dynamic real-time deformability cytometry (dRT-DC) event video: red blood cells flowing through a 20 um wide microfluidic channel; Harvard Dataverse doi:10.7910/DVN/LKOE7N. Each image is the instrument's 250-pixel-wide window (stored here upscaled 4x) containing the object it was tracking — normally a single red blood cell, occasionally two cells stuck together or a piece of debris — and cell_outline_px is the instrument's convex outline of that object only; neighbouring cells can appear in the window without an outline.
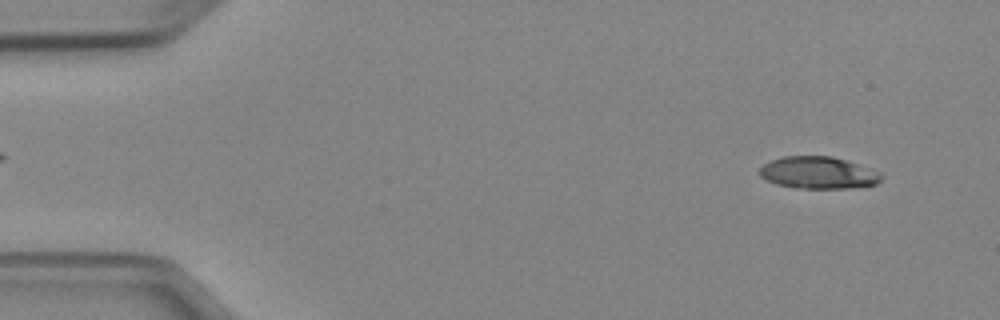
{"species": "Egyptian fruit bat (a non-hibernating species)", "species_latin": "Rousettus aegyptiacus", "temperature_condition": "cold", "stored_images_in_passage": 50, "camera_frame_rate_fps": 3000, "um_per_image_px": 0.085, "animal": {"sex": "female"}, "frame": {"image": 1, "passage_image": 3, "time_ms": 0.667, "image_size_px": [1000, 320], "cell_outline_px": [[884, 176], [876, 184], [848, 188], [792, 188], [776, 184], [760, 176], [760, 168], [764, 164], [772, 160], [784, 156], [832, 156], [880, 172]], "centroid_in_image_um": [69.54, 14.69], "position_along_channel_um": 15.5, "area_um2": 22.54}}
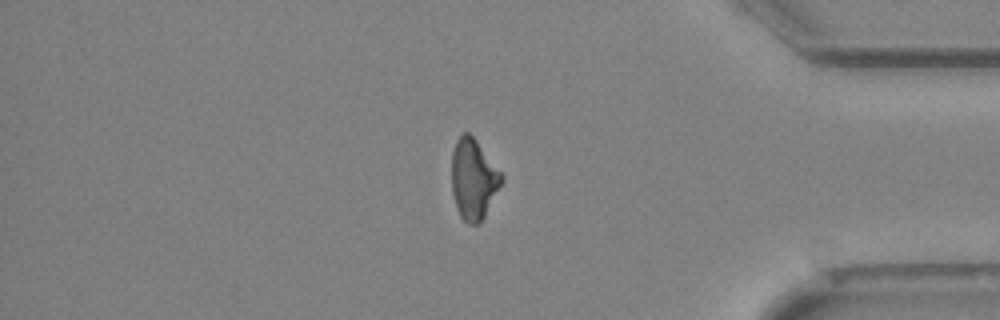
{"frame": {"image": 2, "passage_image": 42, "time_ms": 13.667, "image_size_px": [1000, 320], "cell_outline_px": [[504, 180], [480, 224], [468, 224], [460, 216], [456, 208], [452, 192], [452, 152], [456, 140], [464, 132], [468, 132], [476, 140], [504, 176]], "centroid_in_image_um": [40.24, 15.25], "position_along_channel_um": 395.0, "area_um2": 23.35}}
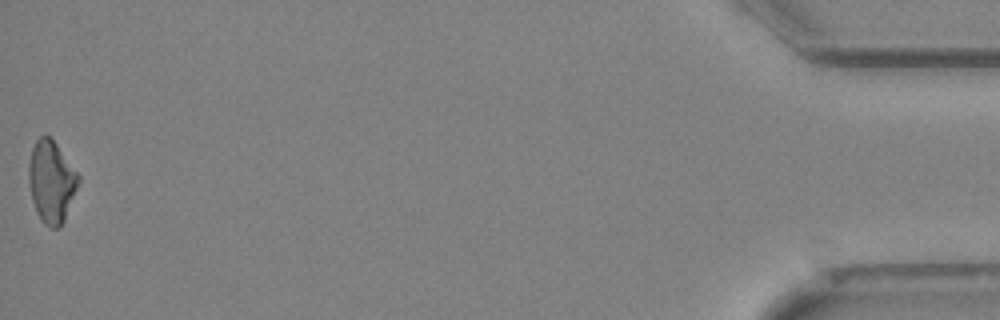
{"frame": {"image": 3, "passage_image": 50, "time_ms": 16.333, "image_size_px": [1000, 320], "cell_outline_px": [[80, 180], [64, 220], [60, 228], [52, 228], [44, 224], [40, 220], [36, 212], [32, 200], [28, 180], [28, 164], [32, 148], [36, 140], [40, 136], [48, 136], [56, 144], [80, 176]], "centroid_in_image_um": [4.35, 15.46], "position_along_channel_um": 430.9, "area_um2": 23.58}, "authors_computed_cell_mechanics": {"area_um2": 23.6402, "velocity_mm_per_s": 3.9495, "shape_relaxation_time_tau1_ms": 4.9378, "shape_relaxation_time_tau2_ms": 5.4, "deformation_change_tau1": 0.1577, "deformation_change_tau2": 0.1585}}